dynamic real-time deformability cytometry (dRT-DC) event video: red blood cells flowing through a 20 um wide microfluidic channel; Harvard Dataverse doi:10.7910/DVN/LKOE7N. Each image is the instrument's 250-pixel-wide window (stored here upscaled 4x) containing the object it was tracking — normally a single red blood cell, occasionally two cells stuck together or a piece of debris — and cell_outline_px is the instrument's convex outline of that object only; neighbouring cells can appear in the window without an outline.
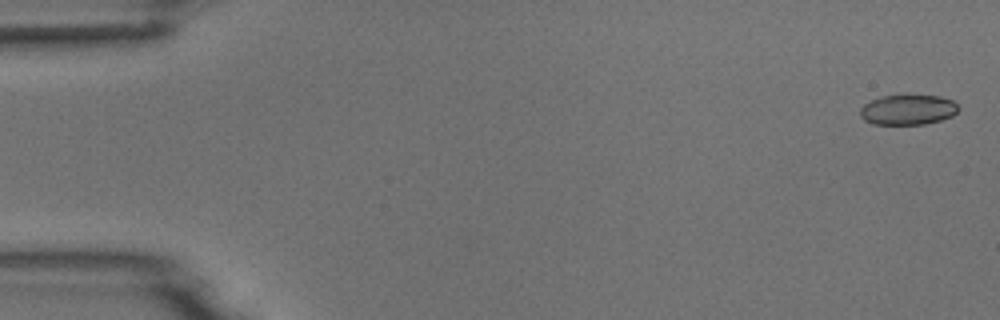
{"species": "common noctule bat (a hibernating species)", "species_latin": "Nyctalus noctula", "temperature_condition": "room temperature", "stored_images_in_passage": 4, "camera_frame_rate_fps": 3000, "um_per_image_px": 0.085, "animal": {"sex": "male", "body_mass_g": 18.8}, "frame": {"image": 1, "passage_image": 1, "time_ms": 0.0, "image_size_px": [1000, 320], "cell_outline_px": [[960, 108], [952, 116], [940, 120], [924, 124], [872, 124], [864, 120], [860, 116], [860, 108], [864, 104], [880, 96], [904, 92], [940, 96], [952, 100]], "centroid_in_image_um": [77.16, 9.27], "position_along_channel_um": 7.8, "area_um2": 17.98}}
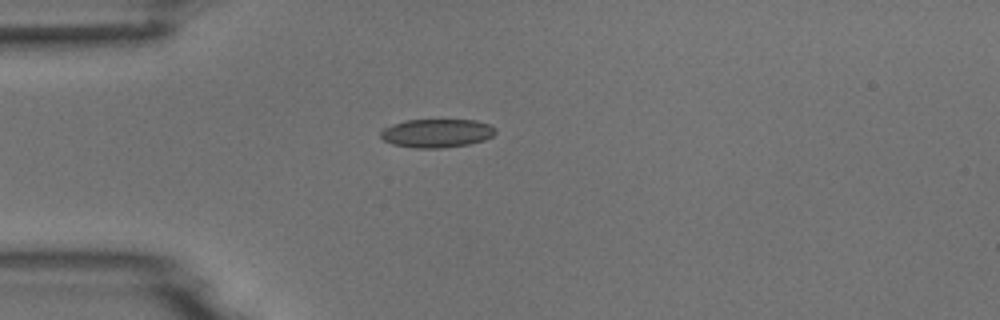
{"frame": {"image": 2, "passage_image": 4, "time_ms": 4.333, "image_size_px": [1000, 320], "cell_outline_px": [[496, 132], [492, 136], [484, 140], [468, 144], [444, 148], [412, 148], [392, 144], [384, 140], [380, 136], [380, 128], [404, 120], [476, 120], [488, 124], [496, 128]], "centroid_in_image_um": [37.08, 11.32], "position_along_channel_um": 47.9, "area_um2": 19.31}}